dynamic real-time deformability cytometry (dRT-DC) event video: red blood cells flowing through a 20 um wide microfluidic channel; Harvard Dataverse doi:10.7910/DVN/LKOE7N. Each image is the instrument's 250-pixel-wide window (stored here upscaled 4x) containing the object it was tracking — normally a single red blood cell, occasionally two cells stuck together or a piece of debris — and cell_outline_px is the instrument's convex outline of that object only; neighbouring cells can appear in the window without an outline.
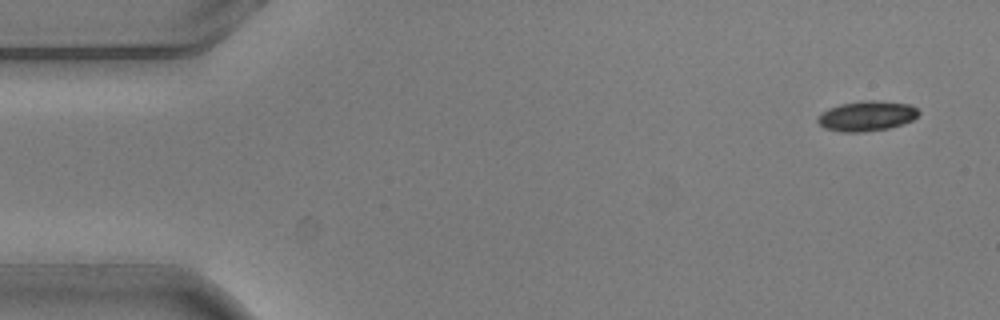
{"species": "common noctule bat (a hibernating species)", "species_latin": "Nyctalus noctula", "temperature_condition": "warm", "stored_images_in_passage": 7, "camera_frame_rate_fps": 3000, "um_per_image_px": 0.085, "animal": {"sex": "male", "body_mass_g": 20.5, "forearm_length_mm": 52.5}, "frame": {"image": 1, "passage_image": 1, "time_ms": 0.0, "image_size_px": [1000, 320], "cell_outline_px": [[920, 112], [912, 120], [904, 124], [888, 128], [864, 132], [840, 132], [824, 128], [816, 120], [820, 112], [828, 108], [840, 104], [868, 100], [872, 100], [912, 104]], "centroid_in_image_um": [73.65, 9.86], "position_along_channel_um": 11.3, "area_um2": 17.8}}
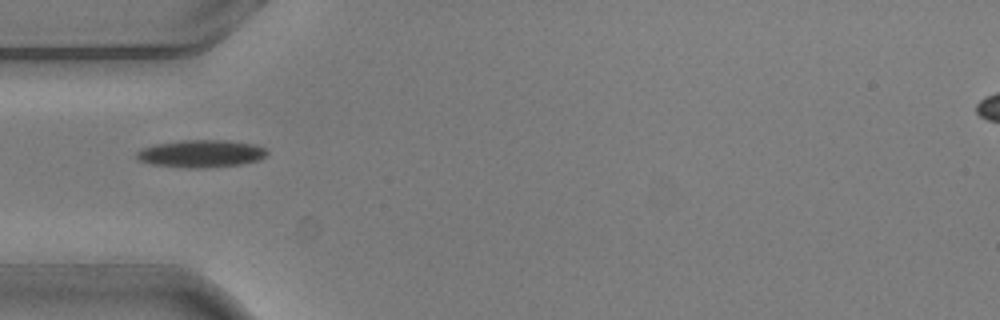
{"frame": {"image": 2, "passage_image": 5, "time_ms": 1.333, "image_size_px": [1000, 320], "cell_outline_px": [[268, 152], [260, 160], [240, 164], [208, 168], [184, 168], [152, 164], [136, 160], [136, 152], [140, 148], [156, 144], [180, 140], [228, 140], [252, 144], [264, 148]], "centroid_in_image_um": [17.04, 13.06], "position_along_channel_um": 68.0, "area_um2": 21.04}}
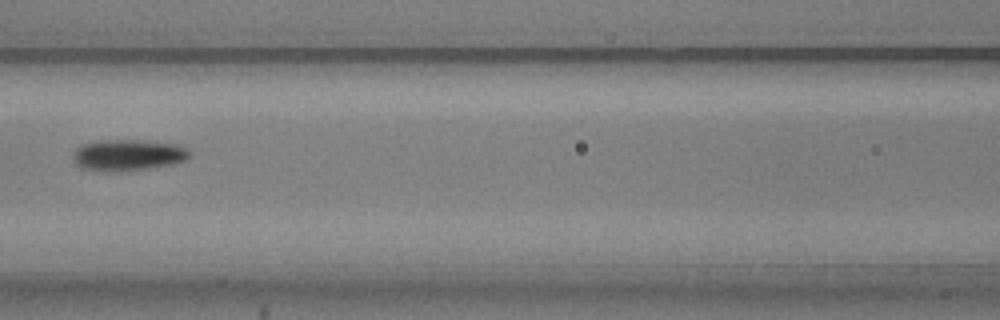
{"frame": {"image": 3, "passage_image": 7, "time_ms": 2.0, "image_size_px": [1000, 320], "cell_outline_px": [[188, 156], [184, 160], [172, 164], [148, 168], [84, 168], [76, 164], [72, 160], [72, 156], [76, 148], [80, 144], [100, 140], [140, 140], [176, 144], [188, 148]], "centroid_in_image_um": [10.87, 13.11], "position_along_channel_um": 155.7, "area_um2": 20.17}}